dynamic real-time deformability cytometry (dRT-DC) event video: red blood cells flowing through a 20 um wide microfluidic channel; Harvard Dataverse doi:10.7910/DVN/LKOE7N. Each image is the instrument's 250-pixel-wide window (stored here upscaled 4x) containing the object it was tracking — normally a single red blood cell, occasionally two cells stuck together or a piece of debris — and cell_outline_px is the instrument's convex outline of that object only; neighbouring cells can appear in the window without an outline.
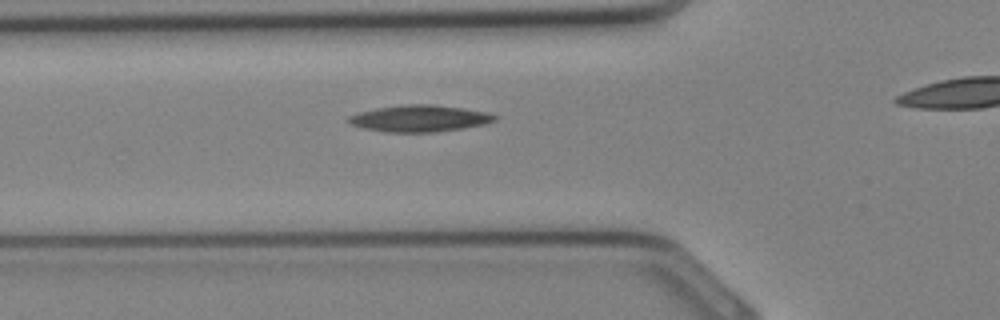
{"species": "Egyptian fruit bat (a non-hibernating species)", "species_latin": "Rousettus aegyptiacus", "temperature_condition": "cold", "stored_images_in_passage": 24, "camera_frame_rate_fps": 3000, "um_per_image_px": 0.085, "animal": {"sex": "female"}, "frame": {"image": 1, "passage_image": 8, "time_ms": 2.333, "image_size_px": [1000, 320], "cell_outline_px": [[500, 116], [496, 120], [484, 124], [464, 128], [432, 132], [384, 132], [364, 128], [352, 124], [344, 120], [348, 116], [360, 112], [376, 108], [400, 104], [432, 104], [464, 108], [488, 112]], "centroid_in_image_um": [35.67, 10.06], "position_along_channel_um": 90.1, "area_um2": 22.89}}
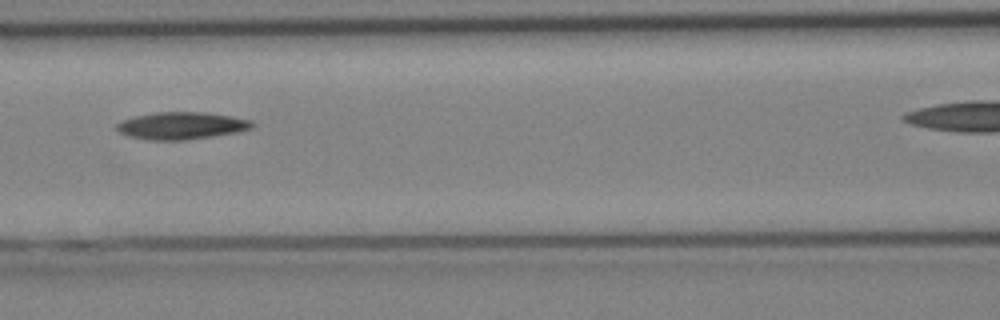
{"frame": {"image": 2, "passage_image": 11, "time_ms": 3.333, "image_size_px": [1000, 320], "cell_outline_px": [[256, 124], [252, 128], [236, 132], [212, 136], [184, 140], [148, 140], [128, 136], [120, 132], [116, 128], [116, 124], [124, 120], [136, 116], [156, 112], [204, 112], [232, 116], [252, 120]], "centroid_in_image_um": [15.45, 10.68], "position_along_channel_um": 151.1, "area_um2": 21.44}}